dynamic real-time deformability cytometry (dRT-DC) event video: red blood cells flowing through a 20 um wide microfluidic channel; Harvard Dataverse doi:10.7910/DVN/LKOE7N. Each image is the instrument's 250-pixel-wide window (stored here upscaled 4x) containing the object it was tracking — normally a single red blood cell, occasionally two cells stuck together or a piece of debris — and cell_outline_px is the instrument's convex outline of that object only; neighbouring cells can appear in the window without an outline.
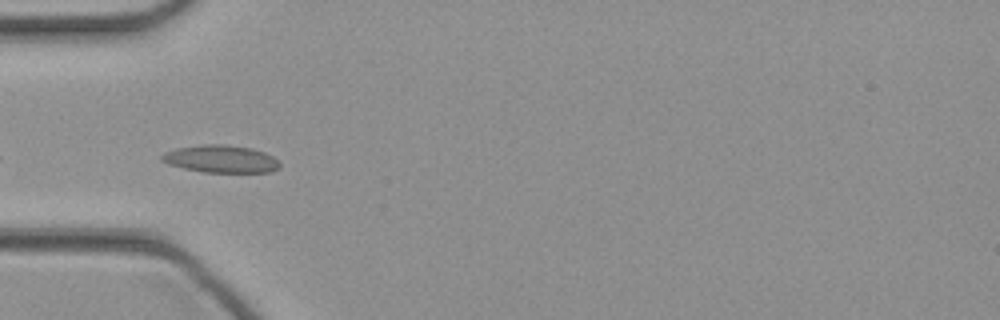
{"species": "common noctule bat (a hibernating species)", "species_latin": "Nyctalus noctula", "temperature_condition": "cold", "stored_images_in_passage": 25, "camera_frame_rate_fps": 3000, "um_per_image_px": 0.085, "animal": {"sex": "female", "body_mass_g": 21.9}, "frame": {"image": 1, "passage_image": 15, "time_ms": 4.667, "image_size_px": [1000, 320], "cell_outline_px": [[280, 168], [272, 172], [204, 172], [184, 168], [168, 164], [160, 160], [160, 156], [164, 152], [176, 148], [200, 144], [224, 144], [252, 148], [264, 152], [272, 156], [280, 164]], "centroid_in_image_um": [18.75, 13.5], "position_along_channel_um": 66.2, "area_um2": 19.02}}
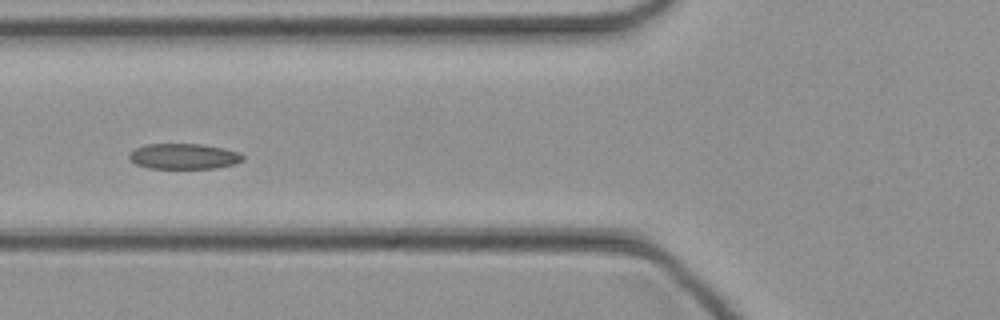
{"frame": {"image": 2, "passage_image": 18, "time_ms": 5.667, "image_size_px": [1000, 320], "cell_outline_px": [[244, 160], [236, 164], [216, 168], [148, 168], [136, 164], [128, 156], [136, 148], [144, 144], [200, 144], [224, 148], [240, 152], [244, 156]], "centroid_in_image_um": [15.68, 13.29], "position_along_channel_um": 110.1, "area_um2": 16.94}}